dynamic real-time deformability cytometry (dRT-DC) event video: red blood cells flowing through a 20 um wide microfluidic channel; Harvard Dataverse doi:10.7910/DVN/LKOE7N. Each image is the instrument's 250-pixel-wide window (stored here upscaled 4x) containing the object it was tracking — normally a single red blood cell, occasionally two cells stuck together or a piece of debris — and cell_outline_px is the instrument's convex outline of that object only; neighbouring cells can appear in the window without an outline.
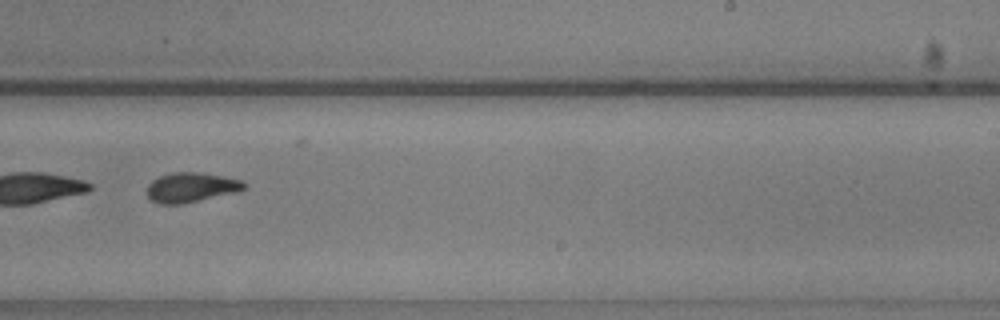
{"species": "common noctule bat (a hibernating species)", "species_latin": "Nyctalus noctula", "temperature_condition": "warm", "stored_images_in_passage": 51, "segment_of_instrument_passage": [2, 2], "camera_frame_rate_fps": 3000, "um_per_image_px": 0.085, "animal": {"sex": "male", "body_mass_g": 20.5, "forearm_length_mm": 52.5}, "frame": {"image": 1, "passage_image": 30, "time_ms": 9.667, "image_size_px": [1000, 320], "cell_outline_px": [[248, 188], [236, 192], [184, 204], [160, 204], [152, 200], [148, 196], [148, 184], [152, 180], [160, 176], [172, 172], [196, 172], [224, 176], [244, 180], [248, 184]], "centroid_in_image_um": [16.3, 15.92], "position_along_channel_um": 272.7, "area_um2": 16.99}}